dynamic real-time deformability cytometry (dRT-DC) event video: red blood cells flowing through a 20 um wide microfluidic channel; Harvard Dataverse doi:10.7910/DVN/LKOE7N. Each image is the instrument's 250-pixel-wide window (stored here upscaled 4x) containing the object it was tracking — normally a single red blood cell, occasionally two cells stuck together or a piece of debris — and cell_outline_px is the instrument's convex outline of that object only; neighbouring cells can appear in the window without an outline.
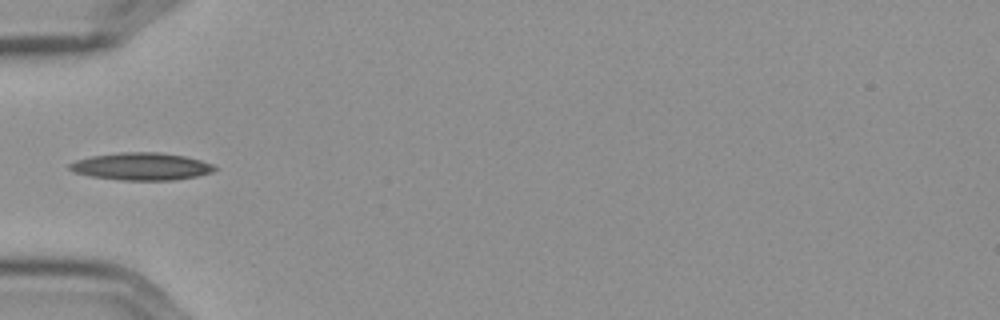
{"species": "Egyptian fruit bat (a non-hibernating species)", "species_latin": "Rousettus aegyptiacus", "temperature_condition": "cold", "stored_images_in_passage": 5, "camera_frame_rate_fps": 3000, "um_per_image_px": 0.085, "frame": {"image": 1, "passage_image": 5, "time_ms": 1.333, "image_size_px": [1000, 320], "cell_outline_px": [[216, 168], [212, 172], [196, 176], [176, 180], [120, 180], [92, 176], [72, 172], [68, 168], [68, 164], [76, 160], [92, 156], [120, 152], [160, 152], [184, 156], [200, 160], [212, 164]], "centroid_in_image_um": [11.99, 14.14], "position_along_channel_um": 73.0, "area_um2": 23.12}}